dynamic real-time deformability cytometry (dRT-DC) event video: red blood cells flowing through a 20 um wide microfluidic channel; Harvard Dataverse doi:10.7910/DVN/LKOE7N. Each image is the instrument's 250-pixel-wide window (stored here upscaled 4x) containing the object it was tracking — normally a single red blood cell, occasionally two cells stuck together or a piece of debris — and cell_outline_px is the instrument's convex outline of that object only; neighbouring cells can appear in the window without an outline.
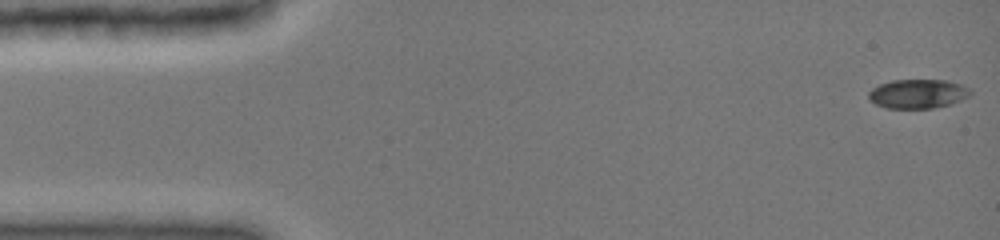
{"species": "common noctule bat (a hibernating species)", "species_latin": "Nyctalus noctula", "temperature_condition": "cold", "stored_images_in_passage": 47, "camera_frame_rate_fps": 3000, "um_per_image_px": 0.085, "animal": {"sex": "female", "body_mass_g": 19.0, "forearm_length_mm": 51.5}, "frame": {"image": 1, "passage_image": 1, "time_ms": 0.0, "image_size_px": [1000, 240], "cell_outline_px": [[972, 92], [968, 96], [952, 104], [932, 108], [888, 108], [876, 104], [868, 100], [868, 92], [872, 88], [880, 84], [892, 80], [948, 80], [960, 84], [968, 88]], "centroid_in_image_um": [77.99, 7.97], "position_along_channel_um": 7.0, "area_um2": 17.28}}
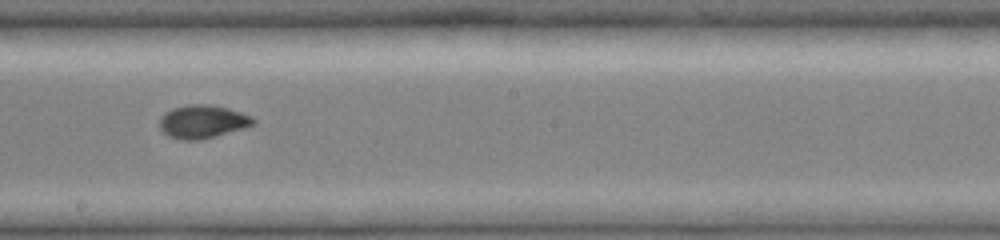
{"frame": {"image": 2, "passage_image": 27, "time_ms": 8.667, "image_size_px": [1000, 240], "cell_outline_px": [[256, 124], [244, 128], [200, 140], [184, 140], [168, 136], [160, 128], [160, 116], [164, 112], [172, 108], [188, 104], [212, 104], [228, 108], [252, 116], [256, 120]], "centroid_in_image_um": [17.22, 10.32], "position_along_channel_um": 231.0, "area_um2": 18.26}}
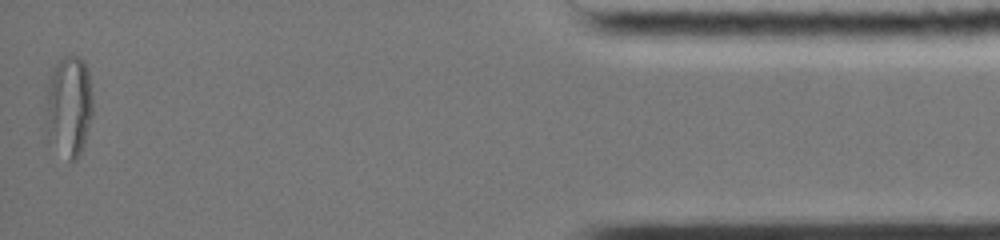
{"frame": {"image": 3, "passage_image": 47, "time_ms": 15.333, "image_size_px": [1000, 240], "cell_outline_px": [[92, 116], [84, 144], [76, 160], [68, 160], [48, 132], [48, 84], [56, 64], [64, 56], [80, 56], [84, 60], [88, 72], [92, 96]], "centroid_in_image_um": [5.93, 8.96], "position_along_channel_um": 429.3, "area_um2": 26.41}}